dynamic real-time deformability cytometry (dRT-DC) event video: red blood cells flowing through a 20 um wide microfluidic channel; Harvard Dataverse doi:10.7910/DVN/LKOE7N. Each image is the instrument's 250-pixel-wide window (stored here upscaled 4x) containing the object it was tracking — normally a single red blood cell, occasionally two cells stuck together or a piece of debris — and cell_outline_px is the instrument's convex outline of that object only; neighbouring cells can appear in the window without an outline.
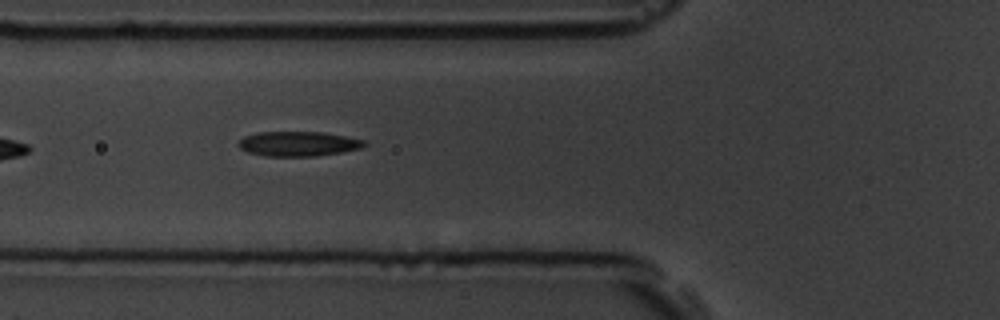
{"species": "common noctule bat (a hibernating species)", "species_latin": "Nyctalus noctula", "temperature_condition": "room temperature", "stored_images_in_passage": 7, "camera_frame_rate_fps": 3000, "um_per_image_px": 0.085, "animal": {"sex": "male", "body_mass_g": 19.5, "forearm_length_mm": 54.6}, "frame": {"image": 1, "passage_image": 6, "time_ms": 6.667, "image_size_px": [1000, 320], "cell_outline_px": [[368, 144], [360, 148], [340, 152], [316, 156], [264, 156], [248, 152], [240, 148], [236, 144], [244, 136], [256, 132], [324, 132], [364, 140]], "centroid_in_image_um": [25.32, 12.22], "position_along_channel_um": 100.5, "area_um2": 18.15}}
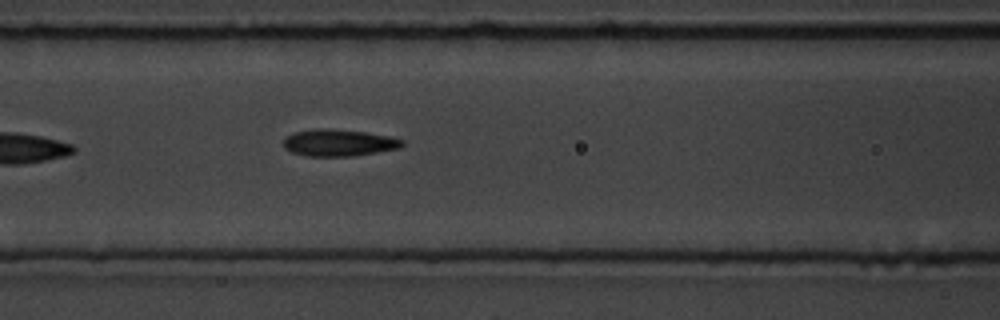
{"frame": {"image": 2, "passage_image": 7, "time_ms": 7.667, "image_size_px": [1000, 320], "cell_outline_px": [[404, 144], [400, 148], [352, 156], [304, 156], [292, 152], [284, 148], [284, 136], [296, 132], [316, 128], [328, 128], [368, 132], [392, 136], [404, 140]], "centroid_in_image_um": [28.8, 12.12], "position_along_channel_um": 137.8, "area_um2": 18.79}}